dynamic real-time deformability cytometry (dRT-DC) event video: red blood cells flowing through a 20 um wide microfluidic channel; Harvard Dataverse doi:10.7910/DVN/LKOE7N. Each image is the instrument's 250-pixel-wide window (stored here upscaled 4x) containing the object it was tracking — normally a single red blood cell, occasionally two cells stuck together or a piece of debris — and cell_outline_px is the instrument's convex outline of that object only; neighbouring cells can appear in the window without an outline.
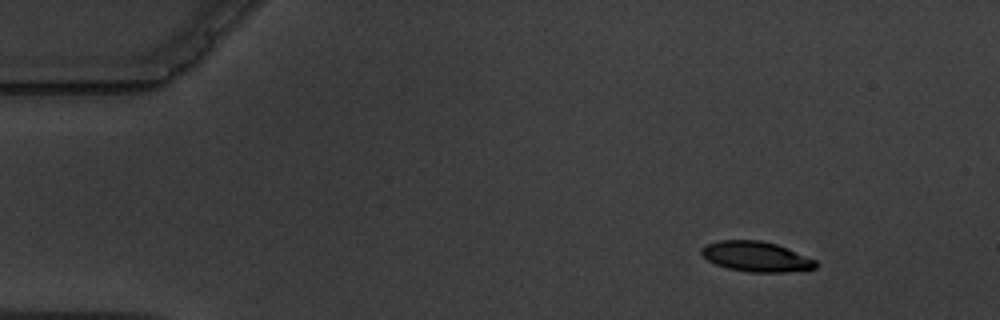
{"species": "common noctule bat (a hibernating species)", "species_latin": "Nyctalus noctula", "temperature_condition": "warm", "stored_images_in_passage": 4, "camera_frame_rate_fps": 3000, "um_per_image_px": 0.085, "animal": {"sex": "male", "body_mass_g": 19.5, "forearm_length_mm": 54.6}, "frame": {"image": 1, "passage_image": 1, "time_ms": 0.0, "image_size_px": [1000, 320], "cell_outline_px": [[816, 268], [784, 272], [748, 272], [728, 268], [716, 264], [708, 260], [700, 252], [700, 248], [708, 244], [720, 240], [760, 240], [776, 244], [816, 260]], "centroid_in_image_um": [64.25, 21.81], "position_along_channel_um": 20.8, "area_um2": 19.83}}
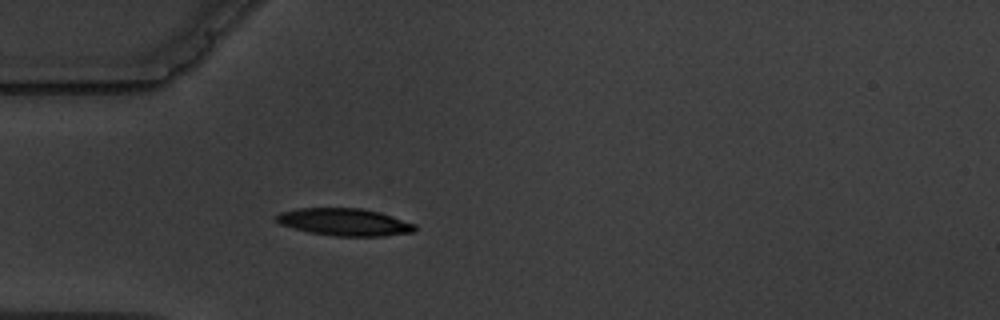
{"frame": {"image": 2, "passage_image": 4, "time_ms": 3.333, "image_size_px": [1000, 320], "cell_outline_px": [[416, 232], [384, 236], [336, 236], [308, 232], [280, 224], [276, 220], [276, 216], [280, 212], [296, 208], [360, 208], [380, 212], [416, 224]], "centroid_in_image_um": [29.31, 18.87], "position_along_channel_um": 55.7, "area_um2": 22.14}}